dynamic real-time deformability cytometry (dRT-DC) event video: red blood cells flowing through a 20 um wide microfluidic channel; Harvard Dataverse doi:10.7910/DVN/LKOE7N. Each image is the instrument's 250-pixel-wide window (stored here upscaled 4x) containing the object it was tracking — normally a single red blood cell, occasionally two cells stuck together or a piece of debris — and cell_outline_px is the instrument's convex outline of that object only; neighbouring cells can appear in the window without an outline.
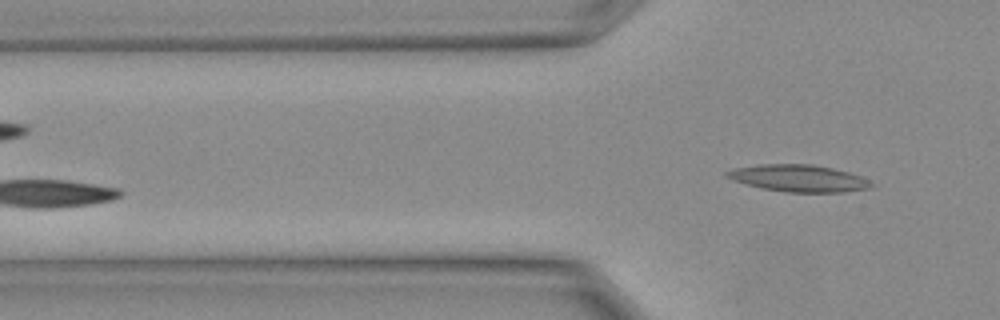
{"species": "Egyptian fruit bat (a non-hibernating species)", "species_latin": "Rousettus aegyptiacus", "temperature_condition": "warm", "stored_images_in_passage": 9, "camera_frame_rate_fps": 3000, "um_per_image_px": 0.085, "animal": {"sex": "female"}, "frame": {"image": 1, "passage_image": 9, "time_ms": 2.667, "image_size_px": [1000, 320], "cell_outline_px": [[876, 184], [872, 188], [844, 192], [784, 192], [764, 188], [748, 184], [724, 176], [724, 172], [732, 168], [760, 164], [812, 164], [832, 168], [848, 172], [860, 176]], "centroid_in_image_um": [67.91, 15.15], "position_along_channel_um": 57.9, "area_um2": 22.66}}